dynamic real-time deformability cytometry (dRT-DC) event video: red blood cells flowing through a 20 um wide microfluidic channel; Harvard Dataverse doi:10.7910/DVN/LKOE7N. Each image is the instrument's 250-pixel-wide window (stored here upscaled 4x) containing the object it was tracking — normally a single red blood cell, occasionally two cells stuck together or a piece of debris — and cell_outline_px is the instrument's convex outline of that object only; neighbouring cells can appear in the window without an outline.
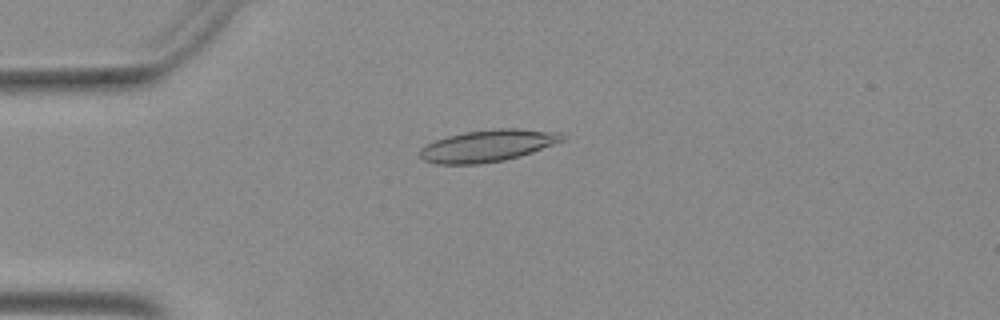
{"species": "Egyptian fruit bat (a non-hibernating species)", "species_latin": "Rousettus aegyptiacus", "temperature_condition": "warm", "stored_images_in_passage": 51, "camera_frame_rate_fps": 3000, "um_per_image_px": 0.085, "animal": {"sex": "female"}, "frame": {"image": 1, "passage_image": 13, "time_ms": 4.0, "image_size_px": [1000, 320], "cell_outline_px": [[568, 136], [564, 140], [532, 152], [504, 160], [480, 164], [436, 164], [424, 160], [420, 156], [420, 148], [436, 140], [448, 136], [464, 132], [496, 128], [520, 128], [560, 132]], "centroid_in_image_um": [41.49, 12.37], "position_along_channel_um": 43.5, "area_um2": 26.47}}
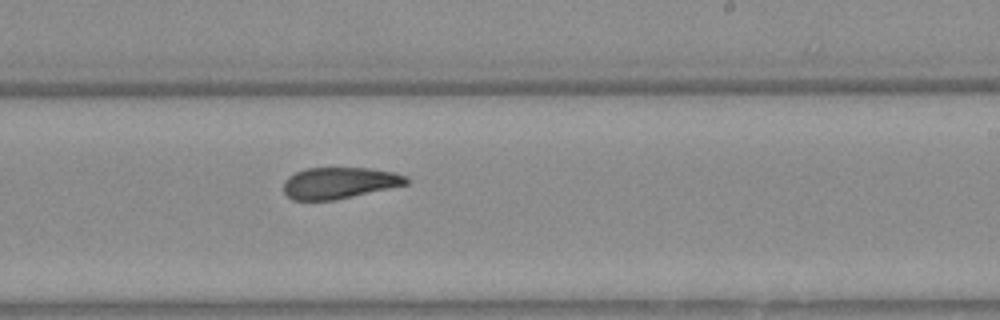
{"frame": {"image": 2, "passage_image": 31, "time_ms": 10.0, "image_size_px": [1000, 320], "cell_outline_px": [[408, 184], [336, 200], [292, 200], [284, 192], [284, 180], [288, 176], [304, 168], [368, 168], [396, 172], [408, 176]], "centroid_in_image_um": [28.85, 15.54], "position_along_channel_um": 260.1, "area_um2": 22.6}}
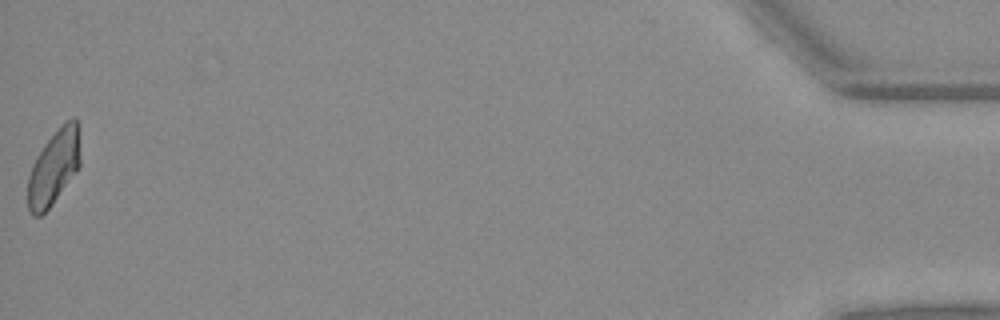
{"frame": {"image": 3, "passage_image": 51, "time_ms": 16.667, "image_size_px": [1000, 320], "cell_outline_px": [[80, 164], [52, 204], [40, 216], [32, 216], [28, 208], [28, 176], [32, 164], [36, 156], [44, 144], [72, 116], [76, 116], [80, 156]], "centroid_in_image_um": [4.54, 14.25], "position_along_channel_um": 430.7, "area_um2": 22.25}}